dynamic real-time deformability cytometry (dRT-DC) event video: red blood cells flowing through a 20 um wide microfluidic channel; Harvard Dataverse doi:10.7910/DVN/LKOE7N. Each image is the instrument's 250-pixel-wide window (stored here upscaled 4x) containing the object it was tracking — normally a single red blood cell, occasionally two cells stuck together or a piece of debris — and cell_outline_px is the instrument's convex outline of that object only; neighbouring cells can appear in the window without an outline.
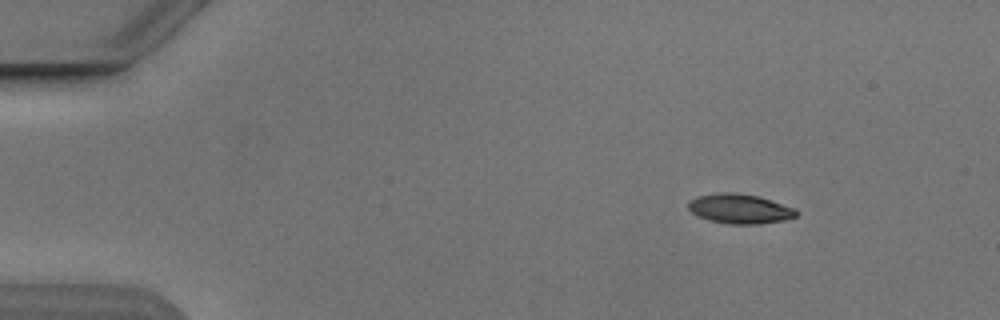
{"species": "Egyptian fruit bat (a non-hibernating species)", "species_latin": "Rousettus aegyptiacus", "temperature_condition": "cold", "stored_images_in_passage": 47, "camera_frame_rate_fps": 3000, "um_per_image_px": 0.085, "animal": {"sex": "male"}, "frame": {"image": 1, "passage_image": 1, "time_ms": 0.0, "image_size_px": [1000, 320], "cell_outline_px": [[796, 216], [784, 220], [760, 224], [732, 224], [708, 220], [692, 212], [688, 208], [688, 200], [696, 196], [720, 192], [736, 192], [756, 196], [796, 208]], "centroid_in_image_um": [62.85, 17.74], "position_along_channel_um": 22.2, "area_um2": 18.55}}
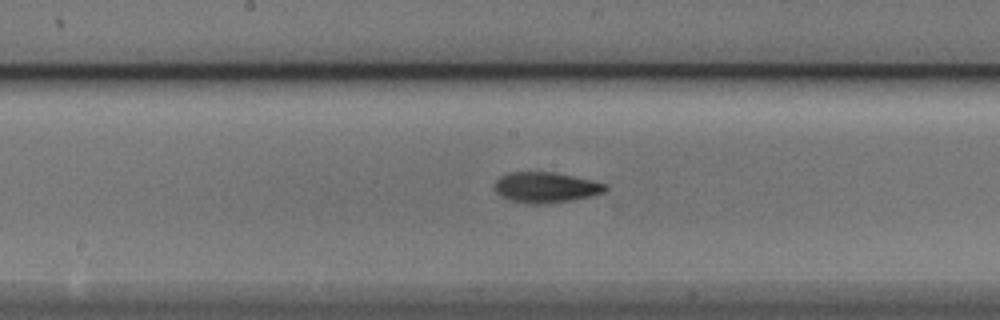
{"frame": {"image": 2, "passage_image": 22, "time_ms": 7.0, "image_size_px": [1000, 320], "cell_outline_px": [[608, 188], [604, 192], [592, 196], [572, 200], [544, 204], [524, 204], [508, 200], [500, 196], [492, 188], [496, 180], [500, 176], [512, 172], [552, 172], [592, 180], [608, 184]], "centroid_in_image_um": [46.36, 15.94], "position_along_channel_um": 201.8, "area_um2": 20.0}}
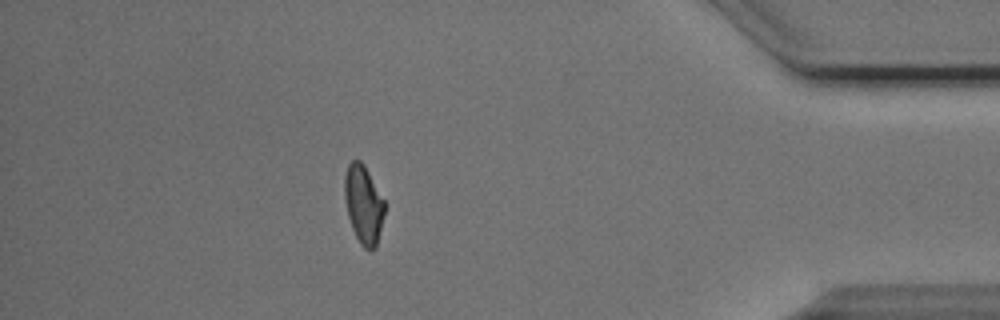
{"frame": {"image": 3, "passage_image": 41, "time_ms": 13.333, "image_size_px": [1000, 320], "cell_outline_px": [[384, 212], [376, 248], [364, 248], [360, 244], [352, 228], [348, 216], [344, 196], [344, 176], [348, 164], [352, 160], [360, 160], [364, 164], [384, 200]], "centroid_in_image_um": [30.88, 17.35], "position_along_channel_um": 404.3, "area_um2": 18.09}, "authors_computed_cell_mechanics": {"area_um2": 18.9584, "velocity_mm_per_s": 3.8641, "shape_relaxation_time_tau1_ms": 3.1107, "shape_relaxation_time_tau2_ms": 4.2145, "deformation_change_tau1": 0.1296, "deformation_change_tau2": 0.1036}}